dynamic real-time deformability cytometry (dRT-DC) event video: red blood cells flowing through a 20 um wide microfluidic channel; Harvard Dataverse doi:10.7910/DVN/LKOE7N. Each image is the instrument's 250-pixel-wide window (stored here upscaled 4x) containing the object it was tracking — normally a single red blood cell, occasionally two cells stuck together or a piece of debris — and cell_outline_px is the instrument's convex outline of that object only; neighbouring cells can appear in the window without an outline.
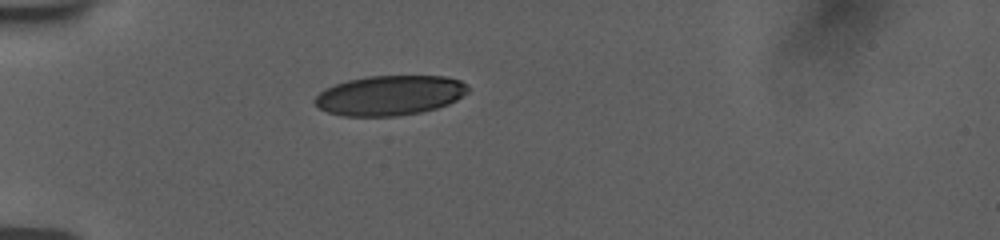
{"species": "human", "species_latin": "Homo sapiens", "temperature_condition": "room temperature", "stored_images_in_passage": 39, "camera_frame_rate_fps": 3000, "um_per_image_px": 0.085, "donor": {"sex": "female"}, "frame": {"image": 1, "passage_image": 1, "time_ms": 0.0, "image_size_px": [1000, 240], "cell_outline_px": [[468, 92], [456, 100], [448, 104], [436, 108], [420, 112], [396, 116], [344, 116], [328, 112], [320, 108], [312, 100], [324, 88], [348, 80], [368, 76], [448, 76], [460, 80], [468, 84]], "centroid_in_image_um": [33.14, 8.1], "position_along_channel_um": 51.9, "area_um2": 35.6}}
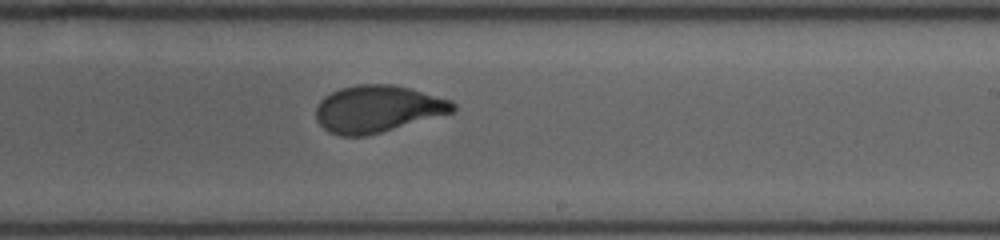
{"frame": {"image": 2, "passage_image": 19, "time_ms": 6.0, "image_size_px": [1000, 240], "cell_outline_px": [[456, 108], [452, 112], [380, 132], [364, 136], [340, 136], [328, 132], [316, 120], [316, 108], [320, 100], [324, 96], [340, 88], [356, 84], [396, 84], [412, 88], [452, 100], [456, 104]], "centroid_in_image_um": [32.08, 9.23], "position_along_channel_um": 256.9, "area_um2": 37.51}}
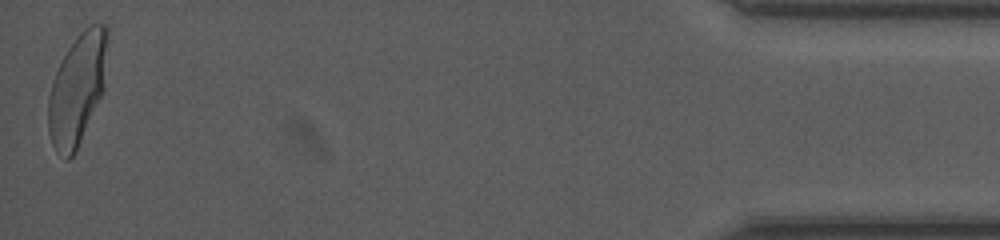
{"frame": {"image": 3, "passage_image": 39, "time_ms": 12.667, "image_size_px": [1000, 240], "cell_outline_px": [[108, 40], [104, 88], [76, 152], [68, 160], [64, 160], [56, 152], [52, 144], [48, 132], [48, 96], [52, 80], [68, 48], [80, 32], [84, 28], [92, 24], [108, 24]], "centroid_in_image_um": [6.57, 7.58], "position_along_channel_um": 428.6, "area_um2": 38.49}, "authors_computed_cell_mechanics": {"area_um2": 37.8012, "velocity_mm_per_s": 3.7799, "shape_relaxation_time_tau1_ms": 5.8741, "shape_relaxation_time_tau2_ms": null, "deformation_change_tau1": 0.1938, "deformation_change_tau2": null}}